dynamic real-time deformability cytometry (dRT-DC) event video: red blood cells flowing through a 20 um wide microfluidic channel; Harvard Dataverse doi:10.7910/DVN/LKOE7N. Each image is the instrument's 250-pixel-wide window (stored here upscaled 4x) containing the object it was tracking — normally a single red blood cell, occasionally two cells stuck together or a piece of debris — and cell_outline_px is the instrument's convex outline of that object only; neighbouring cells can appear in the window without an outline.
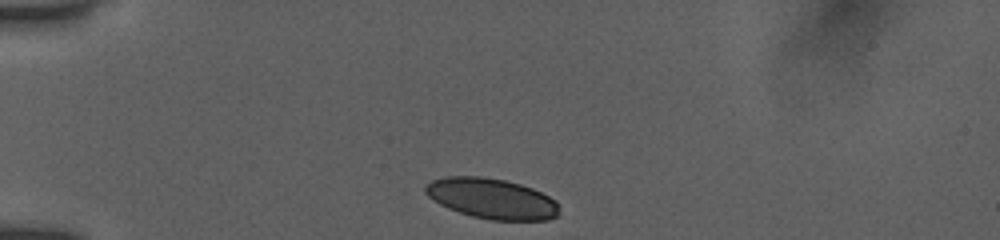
{"species": "human", "species_latin": "Homo sapiens", "temperature_condition": "room temperature", "stored_images_in_passage": 35, "camera_frame_rate_fps": 3000, "um_per_image_px": 0.085, "donor": {"sex": "female"}, "frame": {"image": 1, "passage_image": 1, "time_ms": 0.0, "image_size_px": [1000, 240], "cell_outline_px": [[556, 216], [548, 220], [488, 220], [472, 216], [448, 208], [432, 200], [424, 192], [424, 184], [432, 180], [444, 176], [480, 176], [504, 180], [520, 184], [532, 188], [556, 200]], "centroid_in_image_um": [41.73, 16.87], "position_along_channel_um": 43.3, "area_um2": 31.44}}
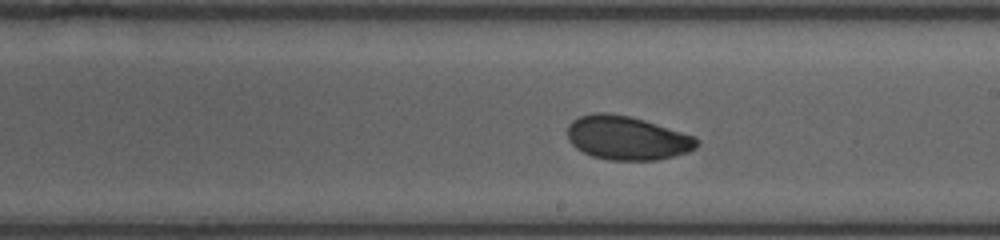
{"frame": {"image": 2, "passage_image": 19, "time_ms": 6.0, "image_size_px": [1000, 240], "cell_outline_px": [[700, 144], [696, 148], [688, 152], [656, 160], [608, 160], [592, 156], [576, 148], [568, 140], [568, 124], [572, 120], [580, 116], [596, 112], [608, 112], [628, 116], [644, 120], [696, 136], [700, 140]], "centroid_in_image_um": [53.31, 11.72], "position_along_channel_um": 235.7, "area_um2": 33.18}}
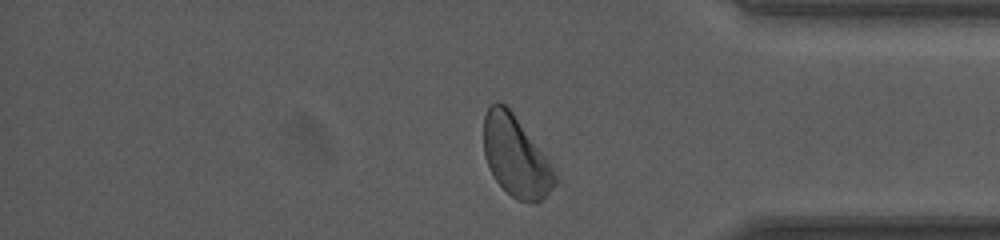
{"frame": {"image": 3, "passage_image": 32, "time_ms": 10.333, "image_size_px": [1000, 240], "cell_outline_px": [[556, 184], [540, 200], [528, 204], [516, 200], [492, 176], [484, 156], [484, 116], [488, 108], [496, 100], [504, 104], [512, 112], [548, 160], [556, 176]], "centroid_in_image_um": [43.81, 13.3], "position_along_channel_um": 391.4, "area_um2": 32.95}, "authors_computed_cell_mechanics": {"area_um2": 32.946, "velocity_mm_per_s": 3.8884, "shape_relaxation_time_tau1_ms": 6.1998, "shape_relaxation_time_tau2_ms": 4.8464, "deformation_change_tau1": 0.1606, "deformation_change_tau2": 0.0787}}